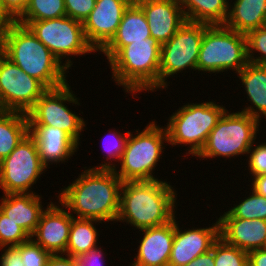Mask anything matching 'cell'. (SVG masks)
<instances>
[{
  "instance_id": "6da1fadb",
  "label": "cell",
  "mask_w": 266,
  "mask_h": 266,
  "mask_svg": "<svg viewBox=\"0 0 266 266\" xmlns=\"http://www.w3.org/2000/svg\"><path fill=\"white\" fill-rule=\"evenodd\" d=\"M68 186L59 189L55 199L75 218L116 223L123 181L114 170L83 167Z\"/></svg>"
},
{
  "instance_id": "7a4b0ae2",
  "label": "cell",
  "mask_w": 266,
  "mask_h": 266,
  "mask_svg": "<svg viewBox=\"0 0 266 266\" xmlns=\"http://www.w3.org/2000/svg\"><path fill=\"white\" fill-rule=\"evenodd\" d=\"M170 183L167 178L123 182L116 222L130 225L136 233L172 221L177 216L179 193Z\"/></svg>"
},
{
  "instance_id": "3957f363",
  "label": "cell",
  "mask_w": 266,
  "mask_h": 266,
  "mask_svg": "<svg viewBox=\"0 0 266 266\" xmlns=\"http://www.w3.org/2000/svg\"><path fill=\"white\" fill-rule=\"evenodd\" d=\"M0 52L47 89L69 82V71L27 26L16 21L0 39Z\"/></svg>"
},
{
  "instance_id": "277c9868",
  "label": "cell",
  "mask_w": 266,
  "mask_h": 266,
  "mask_svg": "<svg viewBox=\"0 0 266 266\" xmlns=\"http://www.w3.org/2000/svg\"><path fill=\"white\" fill-rule=\"evenodd\" d=\"M160 55L161 45L152 37L122 47L107 63L111 80L132 98L159 91Z\"/></svg>"
},
{
  "instance_id": "5b68a950",
  "label": "cell",
  "mask_w": 266,
  "mask_h": 266,
  "mask_svg": "<svg viewBox=\"0 0 266 266\" xmlns=\"http://www.w3.org/2000/svg\"><path fill=\"white\" fill-rule=\"evenodd\" d=\"M134 134L130 131L127 137L124 152L114 168L115 174L123 182L159 180L154 173L168 146L165 126L157 124L154 118L142 131L136 129Z\"/></svg>"
},
{
  "instance_id": "8992f818",
  "label": "cell",
  "mask_w": 266,
  "mask_h": 266,
  "mask_svg": "<svg viewBox=\"0 0 266 266\" xmlns=\"http://www.w3.org/2000/svg\"><path fill=\"white\" fill-rule=\"evenodd\" d=\"M214 101L183 103L175 110L164 125L168 135V145L185 147V157H195L205 145L208 135L216 126L218 120L227 110L226 106ZM185 104V105H184Z\"/></svg>"
},
{
  "instance_id": "52a82bcc",
  "label": "cell",
  "mask_w": 266,
  "mask_h": 266,
  "mask_svg": "<svg viewBox=\"0 0 266 266\" xmlns=\"http://www.w3.org/2000/svg\"><path fill=\"white\" fill-rule=\"evenodd\" d=\"M259 126L262 124L258 119L237 110L231 112L227 109L195 158L214 160L223 157L236 159L241 155L247 157L249 149L262 132Z\"/></svg>"
},
{
  "instance_id": "ba28073f",
  "label": "cell",
  "mask_w": 266,
  "mask_h": 266,
  "mask_svg": "<svg viewBox=\"0 0 266 266\" xmlns=\"http://www.w3.org/2000/svg\"><path fill=\"white\" fill-rule=\"evenodd\" d=\"M248 63L245 34L224 25H209L204 30L197 60L198 74L222 73L225 76L223 72L228 74L230 70L237 74Z\"/></svg>"
},
{
  "instance_id": "9c48e42d",
  "label": "cell",
  "mask_w": 266,
  "mask_h": 266,
  "mask_svg": "<svg viewBox=\"0 0 266 266\" xmlns=\"http://www.w3.org/2000/svg\"><path fill=\"white\" fill-rule=\"evenodd\" d=\"M16 22L27 26L68 71L75 57L96 52L86 39L83 23L71 17Z\"/></svg>"
},
{
  "instance_id": "30bf717a",
  "label": "cell",
  "mask_w": 266,
  "mask_h": 266,
  "mask_svg": "<svg viewBox=\"0 0 266 266\" xmlns=\"http://www.w3.org/2000/svg\"><path fill=\"white\" fill-rule=\"evenodd\" d=\"M68 83L70 82L57 88L47 89L27 113L28 122L29 125L57 127L68 133L81 146V136L84 129H87V120L81 117L83 112L79 116L69 108L68 104L79 106L80 99L73 93Z\"/></svg>"
},
{
  "instance_id": "8fae6325",
  "label": "cell",
  "mask_w": 266,
  "mask_h": 266,
  "mask_svg": "<svg viewBox=\"0 0 266 266\" xmlns=\"http://www.w3.org/2000/svg\"><path fill=\"white\" fill-rule=\"evenodd\" d=\"M206 23L185 21L174 36L161 45L159 90H167L170 77L197 72V60ZM186 69H189L186 71ZM191 69V71H190Z\"/></svg>"
},
{
  "instance_id": "7c38bea8",
  "label": "cell",
  "mask_w": 266,
  "mask_h": 266,
  "mask_svg": "<svg viewBox=\"0 0 266 266\" xmlns=\"http://www.w3.org/2000/svg\"><path fill=\"white\" fill-rule=\"evenodd\" d=\"M47 169L33 137L28 133L0 162V190L3 194L37 193L32 187Z\"/></svg>"
},
{
  "instance_id": "4fadbf2b",
  "label": "cell",
  "mask_w": 266,
  "mask_h": 266,
  "mask_svg": "<svg viewBox=\"0 0 266 266\" xmlns=\"http://www.w3.org/2000/svg\"><path fill=\"white\" fill-rule=\"evenodd\" d=\"M46 90L0 52V111L27 114Z\"/></svg>"
},
{
  "instance_id": "5bb4252c",
  "label": "cell",
  "mask_w": 266,
  "mask_h": 266,
  "mask_svg": "<svg viewBox=\"0 0 266 266\" xmlns=\"http://www.w3.org/2000/svg\"><path fill=\"white\" fill-rule=\"evenodd\" d=\"M134 0H96L95 7L83 21L88 43L100 51L115 36L123 14Z\"/></svg>"
},
{
  "instance_id": "9a60e30c",
  "label": "cell",
  "mask_w": 266,
  "mask_h": 266,
  "mask_svg": "<svg viewBox=\"0 0 266 266\" xmlns=\"http://www.w3.org/2000/svg\"><path fill=\"white\" fill-rule=\"evenodd\" d=\"M216 221L205 227H180L175 217V233L172 243L171 256L168 266H185L196 257L212 249L219 237V222ZM185 228V229H184Z\"/></svg>"
},
{
  "instance_id": "2e32d148",
  "label": "cell",
  "mask_w": 266,
  "mask_h": 266,
  "mask_svg": "<svg viewBox=\"0 0 266 266\" xmlns=\"http://www.w3.org/2000/svg\"><path fill=\"white\" fill-rule=\"evenodd\" d=\"M50 201L30 238L51 254H64L73 216L59 201Z\"/></svg>"
},
{
  "instance_id": "e0dca14e",
  "label": "cell",
  "mask_w": 266,
  "mask_h": 266,
  "mask_svg": "<svg viewBox=\"0 0 266 266\" xmlns=\"http://www.w3.org/2000/svg\"><path fill=\"white\" fill-rule=\"evenodd\" d=\"M142 232V233H141ZM137 251L129 266H168L175 233V218L167 224L139 230Z\"/></svg>"
},
{
  "instance_id": "ac0fdd59",
  "label": "cell",
  "mask_w": 266,
  "mask_h": 266,
  "mask_svg": "<svg viewBox=\"0 0 266 266\" xmlns=\"http://www.w3.org/2000/svg\"><path fill=\"white\" fill-rule=\"evenodd\" d=\"M29 134L33 137L42 163L49 169L75 155L79 144L65 131L49 125H29Z\"/></svg>"
},
{
  "instance_id": "d6986e66",
  "label": "cell",
  "mask_w": 266,
  "mask_h": 266,
  "mask_svg": "<svg viewBox=\"0 0 266 266\" xmlns=\"http://www.w3.org/2000/svg\"><path fill=\"white\" fill-rule=\"evenodd\" d=\"M143 10L151 37L160 45L167 42L186 18L178 0H134Z\"/></svg>"
},
{
  "instance_id": "ffe728a7",
  "label": "cell",
  "mask_w": 266,
  "mask_h": 266,
  "mask_svg": "<svg viewBox=\"0 0 266 266\" xmlns=\"http://www.w3.org/2000/svg\"><path fill=\"white\" fill-rule=\"evenodd\" d=\"M219 237L246 252L266 248V220L217 218Z\"/></svg>"
},
{
  "instance_id": "44dd1931",
  "label": "cell",
  "mask_w": 266,
  "mask_h": 266,
  "mask_svg": "<svg viewBox=\"0 0 266 266\" xmlns=\"http://www.w3.org/2000/svg\"><path fill=\"white\" fill-rule=\"evenodd\" d=\"M0 198V211L31 236L46 209L43 207V196L38 193H18L3 194Z\"/></svg>"
},
{
  "instance_id": "7402d4cb",
  "label": "cell",
  "mask_w": 266,
  "mask_h": 266,
  "mask_svg": "<svg viewBox=\"0 0 266 266\" xmlns=\"http://www.w3.org/2000/svg\"><path fill=\"white\" fill-rule=\"evenodd\" d=\"M151 37L146 16L141 7L133 1L125 10L115 36L100 51L108 62L122 47L132 42Z\"/></svg>"
},
{
  "instance_id": "603a6c76",
  "label": "cell",
  "mask_w": 266,
  "mask_h": 266,
  "mask_svg": "<svg viewBox=\"0 0 266 266\" xmlns=\"http://www.w3.org/2000/svg\"><path fill=\"white\" fill-rule=\"evenodd\" d=\"M242 83L240 88L247 94V104L239 112L248 114L262 123L266 119V66L248 63L236 74ZM266 122V120H265Z\"/></svg>"
},
{
  "instance_id": "cb8c5ba5",
  "label": "cell",
  "mask_w": 266,
  "mask_h": 266,
  "mask_svg": "<svg viewBox=\"0 0 266 266\" xmlns=\"http://www.w3.org/2000/svg\"><path fill=\"white\" fill-rule=\"evenodd\" d=\"M223 25L245 35L265 26L266 0H229V12Z\"/></svg>"
},
{
  "instance_id": "d4e9b609",
  "label": "cell",
  "mask_w": 266,
  "mask_h": 266,
  "mask_svg": "<svg viewBox=\"0 0 266 266\" xmlns=\"http://www.w3.org/2000/svg\"><path fill=\"white\" fill-rule=\"evenodd\" d=\"M104 223L96 219L72 218L69 231V239L65 255L79 258L101 244L99 240L100 229L98 224Z\"/></svg>"
},
{
  "instance_id": "484cf974",
  "label": "cell",
  "mask_w": 266,
  "mask_h": 266,
  "mask_svg": "<svg viewBox=\"0 0 266 266\" xmlns=\"http://www.w3.org/2000/svg\"><path fill=\"white\" fill-rule=\"evenodd\" d=\"M186 21L223 25L229 12V0H178Z\"/></svg>"
},
{
  "instance_id": "4316f807",
  "label": "cell",
  "mask_w": 266,
  "mask_h": 266,
  "mask_svg": "<svg viewBox=\"0 0 266 266\" xmlns=\"http://www.w3.org/2000/svg\"><path fill=\"white\" fill-rule=\"evenodd\" d=\"M28 133L27 114L0 111V162L15 149Z\"/></svg>"
},
{
  "instance_id": "83f0119b",
  "label": "cell",
  "mask_w": 266,
  "mask_h": 266,
  "mask_svg": "<svg viewBox=\"0 0 266 266\" xmlns=\"http://www.w3.org/2000/svg\"><path fill=\"white\" fill-rule=\"evenodd\" d=\"M249 195L236 201L233 207H229L228 211L220 212L219 218H241V219H261L266 220V197L257 194L253 189L249 188ZM221 213H223L221 215Z\"/></svg>"
},
{
  "instance_id": "f1b7e54d",
  "label": "cell",
  "mask_w": 266,
  "mask_h": 266,
  "mask_svg": "<svg viewBox=\"0 0 266 266\" xmlns=\"http://www.w3.org/2000/svg\"><path fill=\"white\" fill-rule=\"evenodd\" d=\"M64 16V0H29L25 11L16 21H39Z\"/></svg>"
},
{
  "instance_id": "f546056e",
  "label": "cell",
  "mask_w": 266,
  "mask_h": 266,
  "mask_svg": "<svg viewBox=\"0 0 266 266\" xmlns=\"http://www.w3.org/2000/svg\"><path fill=\"white\" fill-rule=\"evenodd\" d=\"M107 132V135L102 138L103 143L101 146L106 154L104 155L106 160H101L100 165L90 166L88 168L114 170V168L117 166L116 163H119L122 153L124 152L126 140L130 130L125 131V133H121L113 128V131L109 129Z\"/></svg>"
},
{
  "instance_id": "4dcf8cb0",
  "label": "cell",
  "mask_w": 266,
  "mask_h": 266,
  "mask_svg": "<svg viewBox=\"0 0 266 266\" xmlns=\"http://www.w3.org/2000/svg\"><path fill=\"white\" fill-rule=\"evenodd\" d=\"M215 266H249L248 252L225 243L219 238L213 244Z\"/></svg>"
},
{
  "instance_id": "1f68e13d",
  "label": "cell",
  "mask_w": 266,
  "mask_h": 266,
  "mask_svg": "<svg viewBox=\"0 0 266 266\" xmlns=\"http://www.w3.org/2000/svg\"><path fill=\"white\" fill-rule=\"evenodd\" d=\"M30 239V235L0 211V247H12Z\"/></svg>"
},
{
  "instance_id": "d6a6232c",
  "label": "cell",
  "mask_w": 266,
  "mask_h": 266,
  "mask_svg": "<svg viewBox=\"0 0 266 266\" xmlns=\"http://www.w3.org/2000/svg\"><path fill=\"white\" fill-rule=\"evenodd\" d=\"M246 40L248 61L266 66V26L248 32Z\"/></svg>"
},
{
  "instance_id": "836d02e7",
  "label": "cell",
  "mask_w": 266,
  "mask_h": 266,
  "mask_svg": "<svg viewBox=\"0 0 266 266\" xmlns=\"http://www.w3.org/2000/svg\"><path fill=\"white\" fill-rule=\"evenodd\" d=\"M15 247L21 254L24 266H46L47 261L51 256L50 252L44 250L31 238Z\"/></svg>"
},
{
  "instance_id": "e575fe53",
  "label": "cell",
  "mask_w": 266,
  "mask_h": 266,
  "mask_svg": "<svg viewBox=\"0 0 266 266\" xmlns=\"http://www.w3.org/2000/svg\"><path fill=\"white\" fill-rule=\"evenodd\" d=\"M256 142L249 149L245 162L248 163L247 173L251 178L266 174V142Z\"/></svg>"
},
{
  "instance_id": "d590c367",
  "label": "cell",
  "mask_w": 266,
  "mask_h": 266,
  "mask_svg": "<svg viewBox=\"0 0 266 266\" xmlns=\"http://www.w3.org/2000/svg\"><path fill=\"white\" fill-rule=\"evenodd\" d=\"M95 4L96 0H64L66 16L83 23Z\"/></svg>"
},
{
  "instance_id": "8d00e7d4",
  "label": "cell",
  "mask_w": 266,
  "mask_h": 266,
  "mask_svg": "<svg viewBox=\"0 0 266 266\" xmlns=\"http://www.w3.org/2000/svg\"><path fill=\"white\" fill-rule=\"evenodd\" d=\"M101 246L90 250L78 258V266H104L107 252ZM106 253V254H105ZM105 257V259H104Z\"/></svg>"
},
{
  "instance_id": "74e56055",
  "label": "cell",
  "mask_w": 266,
  "mask_h": 266,
  "mask_svg": "<svg viewBox=\"0 0 266 266\" xmlns=\"http://www.w3.org/2000/svg\"><path fill=\"white\" fill-rule=\"evenodd\" d=\"M0 266H24L21 254L15 247H0Z\"/></svg>"
},
{
  "instance_id": "f35d334b",
  "label": "cell",
  "mask_w": 266,
  "mask_h": 266,
  "mask_svg": "<svg viewBox=\"0 0 266 266\" xmlns=\"http://www.w3.org/2000/svg\"><path fill=\"white\" fill-rule=\"evenodd\" d=\"M4 10L16 21L25 11L29 0H0Z\"/></svg>"
},
{
  "instance_id": "ab89813d",
  "label": "cell",
  "mask_w": 266,
  "mask_h": 266,
  "mask_svg": "<svg viewBox=\"0 0 266 266\" xmlns=\"http://www.w3.org/2000/svg\"><path fill=\"white\" fill-rule=\"evenodd\" d=\"M46 266H78V258L65 254H51Z\"/></svg>"
},
{
  "instance_id": "60d3db41",
  "label": "cell",
  "mask_w": 266,
  "mask_h": 266,
  "mask_svg": "<svg viewBox=\"0 0 266 266\" xmlns=\"http://www.w3.org/2000/svg\"><path fill=\"white\" fill-rule=\"evenodd\" d=\"M248 263L249 266H266V248L249 251Z\"/></svg>"
},
{
  "instance_id": "b9f144b4",
  "label": "cell",
  "mask_w": 266,
  "mask_h": 266,
  "mask_svg": "<svg viewBox=\"0 0 266 266\" xmlns=\"http://www.w3.org/2000/svg\"><path fill=\"white\" fill-rule=\"evenodd\" d=\"M249 185L251 189H253L257 194L266 197V174L248 178Z\"/></svg>"
},
{
  "instance_id": "7bdbcfd3",
  "label": "cell",
  "mask_w": 266,
  "mask_h": 266,
  "mask_svg": "<svg viewBox=\"0 0 266 266\" xmlns=\"http://www.w3.org/2000/svg\"><path fill=\"white\" fill-rule=\"evenodd\" d=\"M185 266H215V260L213 255V246L212 249L204 254L199 255L190 263Z\"/></svg>"
},
{
  "instance_id": "ee69618b",
  "label": "cell",
  "mask_w": 266,
  "mask_h": 266,
  "mask_svg": "<svg viewBox=\"0 0 266 266\" xmlns=\"http://www.w3.org/2000/svg\"><path fill=\"white\" fill-rule=\"evenodd\" d=\"M15 21L4 10L0 2V39Z\"/></svg>"
}]
</instances>
